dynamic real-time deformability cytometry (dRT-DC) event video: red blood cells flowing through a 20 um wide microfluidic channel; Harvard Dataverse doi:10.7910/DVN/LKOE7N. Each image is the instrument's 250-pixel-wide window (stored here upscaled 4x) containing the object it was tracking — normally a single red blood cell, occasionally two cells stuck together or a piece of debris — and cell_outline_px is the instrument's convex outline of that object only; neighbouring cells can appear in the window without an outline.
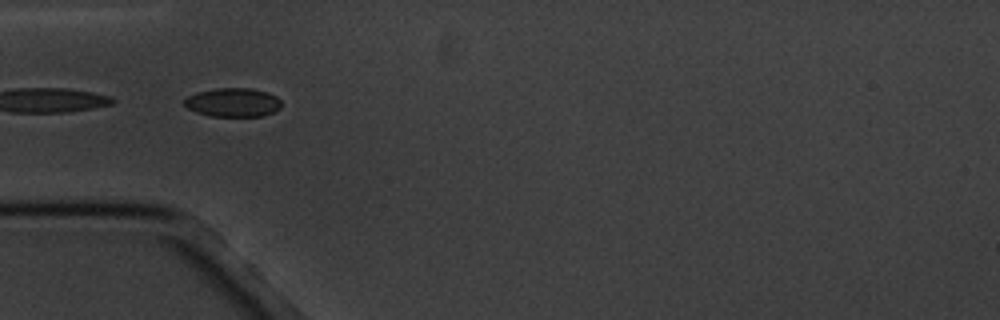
{"species": "common noctule bat (a hibernating species)", "species_latin": "Nyctalus noctula", "temperature_condition": "cold", "stored_images_in_passage": 2, "camera_frame_rate_fps": 3000, "um_per_image_px": 0.085, "animal": {"sex": "male", "body_mass_g": 20.1, "forearm_length_mm": 53.5}, "frame": {"image": 1, "passage_image": 1, "time_ms": 0.0, "image_size_px": [1000, 320], "cell_outline_px": [[280, 108], [264, 116], [212, 116], [196, 112], [188, 108], [184, 104], [184, 100], [188, 96], [196, 92], [216, 88], [252, 88], [268, 92], [276, 96], [280, 100]], "centroid_in_image_um": [19.8, 8.69], "position_along_channel_um": 65.2, "area_um2": 16.3}}
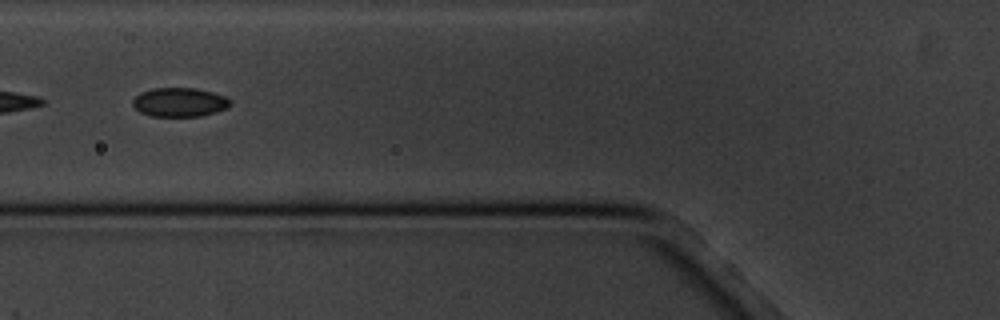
{"frame": {"image": 2, "passage_image": 2, "time_ms": 1.333, "image_size_px": [1000, 320], "cell_outline_px": [[232, 104], [228, 108], [216, 112], [200, 116], [152, 116], [140, 112], [132, 104], [132, 100], [140, 92], [152, 88], [196, 88], [212, 92], [224, 96]], "centroid_in_image_um": [15.25, 8.68], "position_along_channel_um": 110.5, "area_um2": 16.47}}